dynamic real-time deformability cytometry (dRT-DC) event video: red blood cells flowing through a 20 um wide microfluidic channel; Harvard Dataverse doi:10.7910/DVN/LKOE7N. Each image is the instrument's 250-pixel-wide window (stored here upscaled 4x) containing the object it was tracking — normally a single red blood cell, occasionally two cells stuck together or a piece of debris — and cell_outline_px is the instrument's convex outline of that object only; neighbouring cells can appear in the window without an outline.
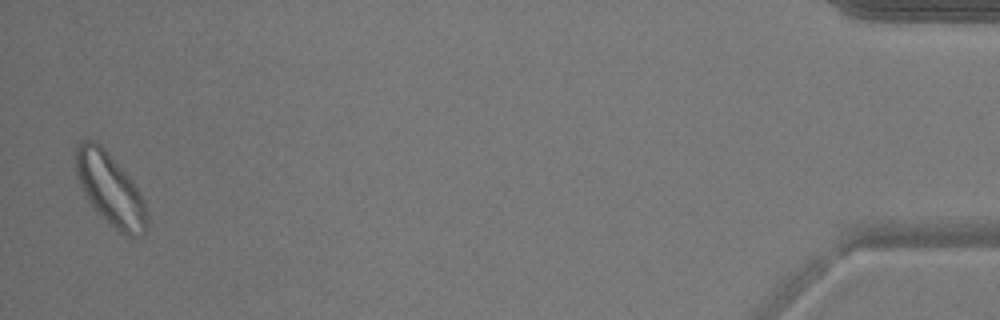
{"species": "common noctule bat (a hibernating species)", "species_latin": "Nyctalus noctula", "temperature_condition": "warm", "stored_images_in_passage": 53, "camera_frame_rate_fps": 3000, "um_per_image_px": 0.085, "animal": {"sex": "male", "body_mass_g": 17.9}, "frame": {"image": 1, "passage_image": 52, "time_ms": 17.0, "image_size_px": [1000, 320], "cell_outline_px": [[148, 224], [144, 232], [140, 236], [124, 236], [100, 216], [84, 192], [76, 176], [76, 144], [80, 140], [96, 140], [108, 152], [132, 180], [140, 192], [144, 200], [148, 216]], "centroid_in_image_um": [9.38, 16.09], "position_along_channel_um": 425.8, "area_um2": 29.88}, "authors_computed_cell_mechanics": {"area_um2": 23.9292, "velocity_mm_per_s": 3.857, "shape_relaxation_time_tau1_ms": null, "shape_relaxation_time_tau2_ms": 3.4112, "deformation_change_tau1": null, "deformation_change_tau2": 0.0694}}